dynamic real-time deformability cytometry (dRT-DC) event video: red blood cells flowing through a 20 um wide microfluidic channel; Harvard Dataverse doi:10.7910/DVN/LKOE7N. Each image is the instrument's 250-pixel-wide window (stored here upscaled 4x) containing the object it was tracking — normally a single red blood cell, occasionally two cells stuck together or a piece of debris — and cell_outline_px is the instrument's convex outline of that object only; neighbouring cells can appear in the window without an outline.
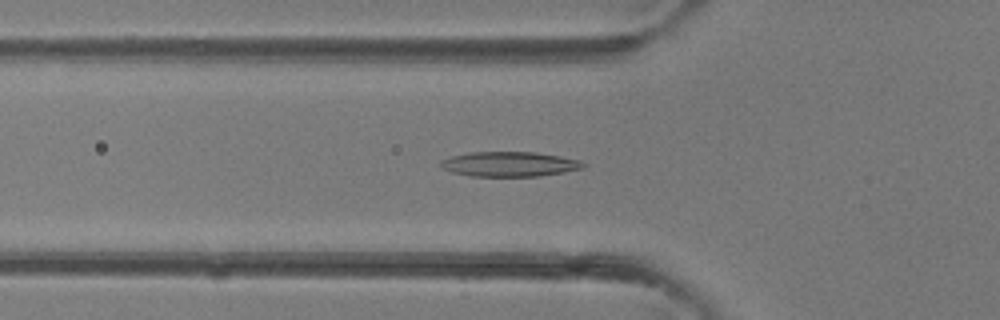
{"species": "common noctule bat (a hibernating species)", "species_latin": "Nyctalus noctula", "temperature_condition": "room temperature", "stored_images_in_passage": 40, "camera_frame_rate_fps": 3000, "um_per_image_px": 0.085, "animal": {"sex": "female"}, "frame": {"image": 1, "passage_image": 14, "time_ms": 4.333, "image_size_px": [1000, 320], "cell_outline_px": [[588, 164], [584, 168], [564, 172], [540, 176], [472, 176], [452, 172], [440, 168], [440, 160], [452, 156], [468, 152], [536, 152], [560, 156], [580, 160]], "centroid_in_image_um": [43.32, 13.95], "position_along_channel_um": 82.5, "area_um2": 20.81}}
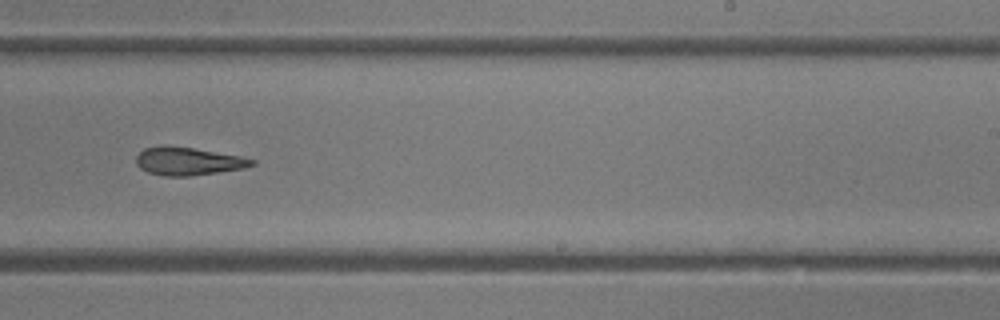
{"frame": {"image": 2, "passage_image": 25, "time_ms": 8.0, "image_size_px": [1000, 320], "cell_outline_px": [[256, 164], [244, 168], [188, 176], [164, 176], [148, 172], [140, 168], [136, 164], [136, 156], [144, 148], [164, 144], [168, 144], [240, 156], [256, 160]], "centroid_in_image_um": [15.95, 13.69], "position_along_channel_um": 273.0, "area_um2": 18.9}}
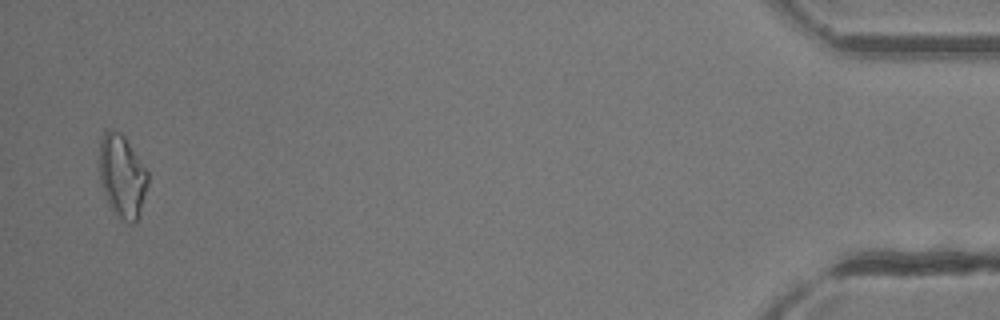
{"frame": {"image": 3, "passage_image": 39, "time_ms": 12.667, "image_size_px": [1000, 320], "cell_outline_px": [[148, 184], [140, 216], [132, 224], [116, 216], [108, 204], [104, 192], [100, 176], [100, 140], [104, 128], [112, 128], [120, 132], [124, 136], [148, 172]], "centroid_in_image_um": [10.38, 14.96], "position_along_channel_um": 424.8, "area_um2": 23.52}}